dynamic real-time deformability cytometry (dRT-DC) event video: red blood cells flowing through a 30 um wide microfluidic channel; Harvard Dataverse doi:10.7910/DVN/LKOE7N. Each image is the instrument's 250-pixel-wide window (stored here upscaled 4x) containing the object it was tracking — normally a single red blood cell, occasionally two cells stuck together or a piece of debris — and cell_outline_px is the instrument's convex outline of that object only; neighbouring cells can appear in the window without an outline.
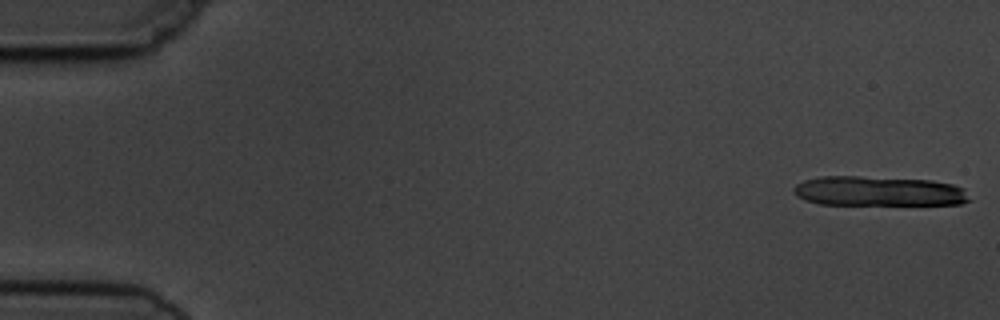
{"species": "common noctule bat (a hibernating species)", "species_latin": "Nyctalus noctula", "temperature_condition": "cold", "stored_images_in_passage": 5, "camera_frame_rate_fps": 3000, "um_per_image_px": 0.085, "animal": {"sex": "male", "body_mass_g": 19.5, "forearm_length_mm": 54.6}, "frame": {"image": 1, "passage_image": 1, "time_ms": 0.0, "image_size_px": [1000, 320], "cell_outline_px": [[972, 200], [960, 204], [820, 204], [804, 200], [796, 196], [792, 192], [792, 188], [796, 184], [804, 180], [820, 176], [860, 176], [932, 180], [952, 184], [964, 188]], "centroid_in_image_um": [74.67, 16.24], "position_along_channel_um": 10.3, "area_um2": 30.69}}
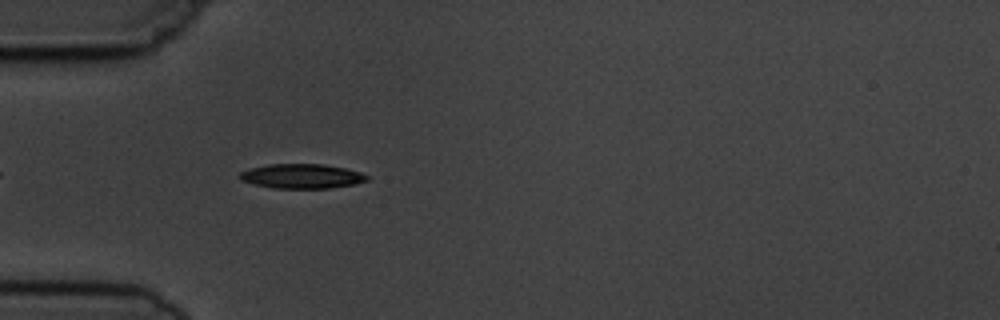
{"frame": {"image": 2, "passage_image": 5, "time_ms": 5.333, "image_size_px": [1000, 320], "cell_outline_px": [[368, 180], [356, 184], [328, 188], [272, 188], [252, 184], [240, 180], [240, 172], [252, 168], [268, 164], [324, 164], [344, 168], [360, 172], [368, 176]], "centroid_in_image_um": [25.65, 14.98], "position_along_channel_um": 59.4, "area_um2": 18.15}}